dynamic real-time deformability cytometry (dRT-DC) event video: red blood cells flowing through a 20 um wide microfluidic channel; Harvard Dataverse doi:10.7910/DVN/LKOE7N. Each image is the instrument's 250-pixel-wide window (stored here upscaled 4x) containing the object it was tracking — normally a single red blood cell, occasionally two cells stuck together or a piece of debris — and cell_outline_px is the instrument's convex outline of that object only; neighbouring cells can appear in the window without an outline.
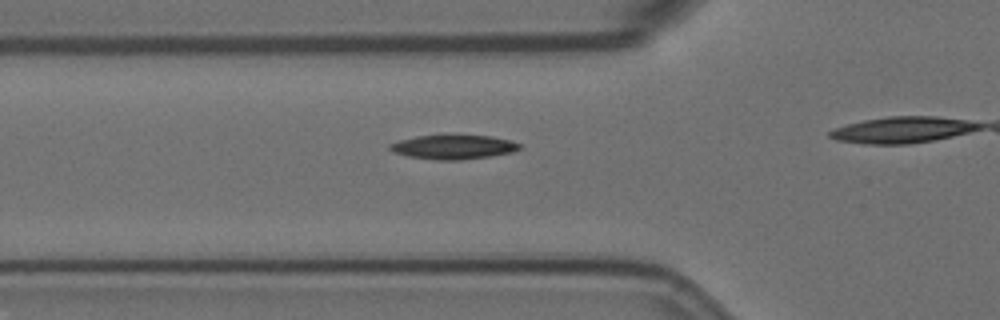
{"species": "Egyptian fruit bat (a non-hibernating species)", "species_latin": "Rousettus aegyptiacus", "temperature_condition": "room temperature", "stored_images_in_passage": 13, "camera_frame_rate_fps": 3000, "um_per_image_px": 0.085, "animal": {"sex": "female"}, "frame": {"image": 1, "passage_image": 8, "time_ms": 2.333, "image_size_px": [1000, 320], "cell_outline_px": [[524, 148], [512, 152], [492, 156], [460, 160], [436, 160], [408, 156], [392, 152], [388, 148], [388, 144], [400, 140], [416, 136], [492, 136], [508, 140], [520, 144]], "centroid_in_image_um": [38.53, 12.51], "position_along_channel_um": 87.3, "area_um2": 18.21}}
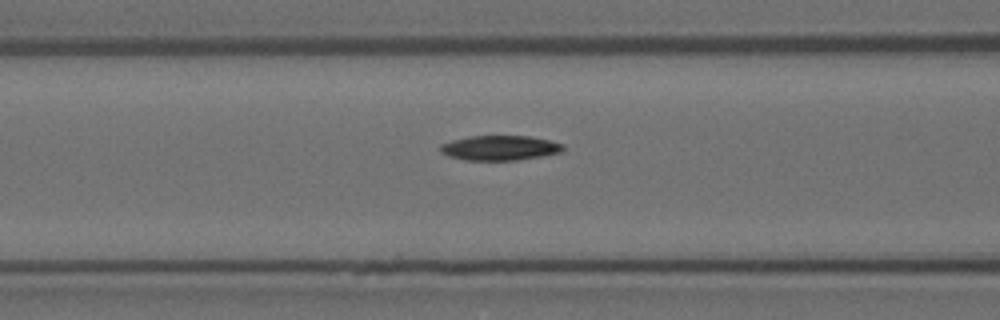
{"frame": {"image": 2, "passage_image": 11, "time_ms": 3.333, "image_size_px": [1000, 320], "cell_outline_px": [[564, 148], [560, 152], [544, 156], [516, 160], [464, 160], [448, 156], [440, 152], [440, 144], [452, 140], [468, 136], [528, 136], [548, 140], [564, 144]], "centroid_in_image_um": [42.46, 12.57], "position_along_channel_um": 124.1, "area_um2": 17.8}}